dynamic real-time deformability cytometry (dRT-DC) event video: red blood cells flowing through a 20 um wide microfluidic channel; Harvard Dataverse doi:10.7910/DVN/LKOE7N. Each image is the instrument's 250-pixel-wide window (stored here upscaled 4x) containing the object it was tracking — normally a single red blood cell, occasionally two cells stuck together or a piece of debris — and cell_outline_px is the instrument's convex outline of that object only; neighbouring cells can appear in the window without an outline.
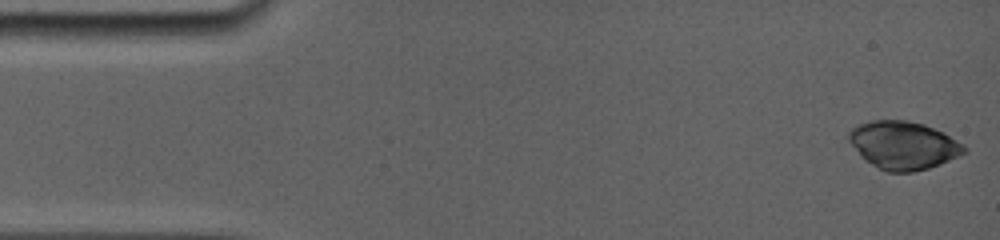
{"species": "common noctule bat (a hibernating species)", "species_latin": "Nyctalus noctula", "temperature_condition": "room temperature", "stored_images_in_passage": 7, "camera_frame_rate_fps": 5000, "um_per_image_px": 0.085, "animal": {"sex": "female", "body_mass_g": 19.0, "forearm_length_mm": 56.7}, "frame": {"image": 1, "passage_image": 1, "time_ms": 0.0, "image_size_px": [1000, 240], "cell_outline_px": [[968, 152], [940, 164], [928, 168], [912, 172], [888, 172], [864, 160], [860, 156], [848, 140], [848, 132], [852, 128], [860, 124], [872, 120], [908, 120], [924, 124], [944, 132], [964, 144], [968, 148]], "centroid_in_image_um": [76.81, 12.34], "position_along_channel_um": 8.2, "area_um2": 32.43}}